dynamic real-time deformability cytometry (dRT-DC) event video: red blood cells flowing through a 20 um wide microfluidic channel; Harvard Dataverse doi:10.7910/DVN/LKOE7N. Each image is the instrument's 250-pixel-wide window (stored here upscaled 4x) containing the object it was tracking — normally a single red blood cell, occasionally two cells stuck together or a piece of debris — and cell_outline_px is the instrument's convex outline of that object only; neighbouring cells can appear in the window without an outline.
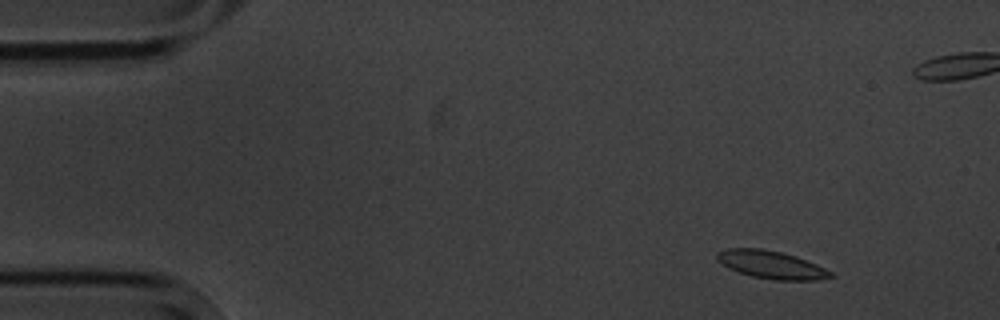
{"species": "common noctule bat (a hibernating species)", "species_latin": "Nyctalus noctula", "temperature_condition": "cold", "stored_images_in_passage": 6, "camera_frame_rate_fps": 3000, "um_per_image_px": 0.085, "animal": {"sex": "male", "body_mass_g": 20.1, "forearm_length_mm": 53.5}, "frame": {"image": 1, "passage_image": 2, "time_ms": 1.333, "image_size_px": [1000, 320], "cell_outline_px": [[836, 276], [816, 280], [776, 280], [752, 276], [728, 268], [716, 260], [716, 252], [728, 248], [760, 248], [780, 252], [796, 256], [816, 264], [832, 272]], "centroid_in_image_um": [65.54, 22.5], "position_along_channel_um": 19.5, "area_um2": 18.38}}